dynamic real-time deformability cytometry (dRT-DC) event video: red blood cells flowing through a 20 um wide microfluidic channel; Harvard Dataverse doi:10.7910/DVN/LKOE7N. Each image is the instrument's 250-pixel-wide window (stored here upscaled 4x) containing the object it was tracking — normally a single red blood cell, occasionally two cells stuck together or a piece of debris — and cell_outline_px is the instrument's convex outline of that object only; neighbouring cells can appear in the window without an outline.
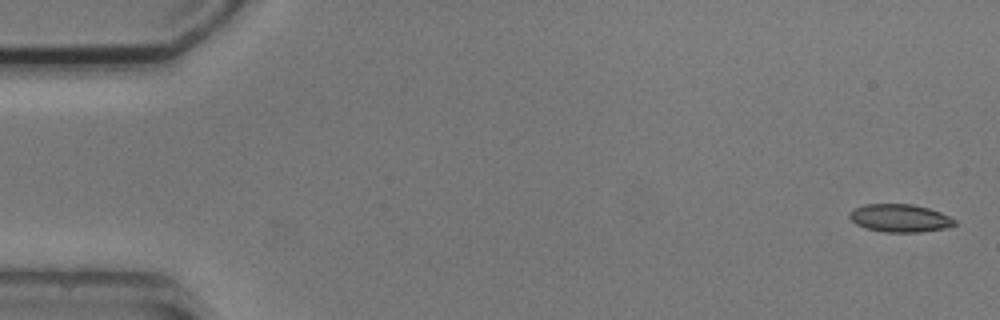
{"species": "common noctule bat (a hibernating species)", "species_latin": "Nyctalus noctula", "temperature_condition": "cold", "stored_images_in_passage": 5, "camera_frame_rate_fps": 3000, "um_per_image_px": 0.085, "animal": {"sex": "male", "body_mass_g": 20.5, "forearm_length_mm": 52.5}, "frame": {"image": 1, "passage_image": 1, "time_ms": 0.0, "image_size_px": [1000, 320], "cell_outline_px": [[956, 224], [944, 228], [920, 232], [884, 232], [864, 228], [856, 224], [848, 216], [848, 212], [852, 208], [864, 204], [912, 204], [928, 208], [940, 212], [956, 220]], "centroid_in_image_um": [76.43, 18.53], "position_along_channel_um": 8.6, "area_um2": 17.17}}
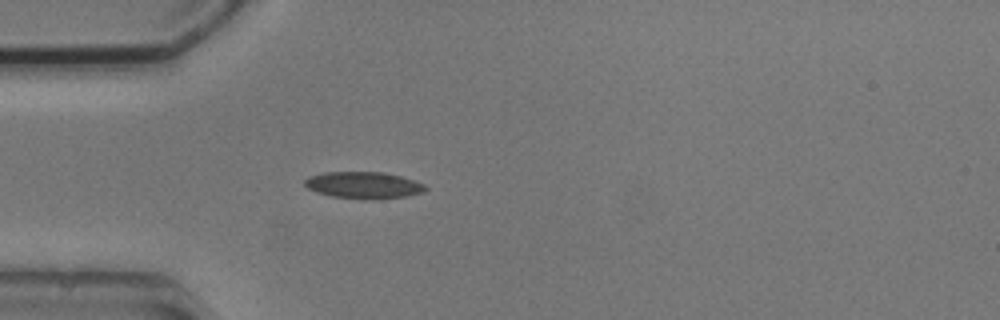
{"frame": {"image": 2, "passage_image": 5, "time_ms": 4.667, "image_size_px": [1000, 320], "cell_outline_px": [[428, 188], [424, 192], [404, 196], [332, 196], [316, 192], [308, 188], [304, 184], [304, 180], [308, 176], [324, 172], [384, 172], [400, 176], [424, 184]], "centroid_in_image_um": [30.85, 15.67], "position_along_channel_um": 54.1, "area_um2": 17.74}}